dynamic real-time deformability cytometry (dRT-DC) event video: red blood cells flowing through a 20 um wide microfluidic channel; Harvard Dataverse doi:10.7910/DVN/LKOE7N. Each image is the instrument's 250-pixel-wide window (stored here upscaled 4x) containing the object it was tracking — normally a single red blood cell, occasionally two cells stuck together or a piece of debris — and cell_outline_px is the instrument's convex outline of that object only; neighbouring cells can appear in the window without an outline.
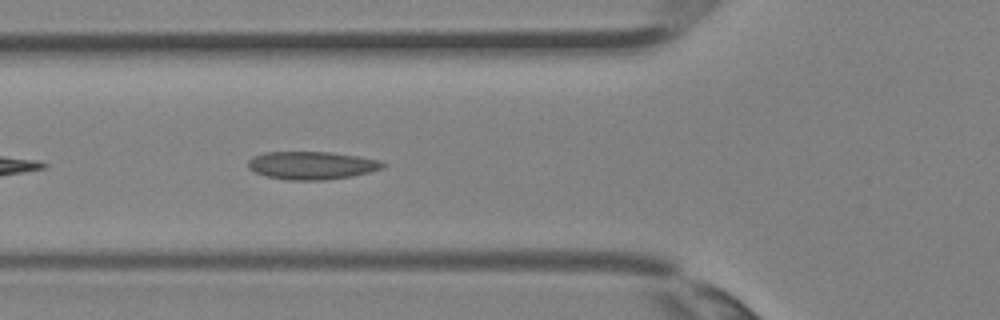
{"species": "Egyptian fruit bat (a non-hibernating species)", "species_latin": "Rousettus aegyptiacus", "temperature_condition": "room temperature", "stored_images_in_passage": 25, "camera_frame_rate_fps": 3000, "um_per_image_px": 0.085, "animal": {"sex": "female"}, "frame": {"image": 1, "passage_image": 11, "time_ms": 3.333, "image_size_px": [1000, 320], "cell_outline_px": [[388, 164], [384, 168], [352, 176], [324, 180], [288, 180], [264, 176], [248, 168], [248, 160], [252, 156], [264, 152], [332, 152], [380, 160]], "centroid_in_image_um": [26.49, 14.06], "position_along_channel_um": 99.3, "area_um2": 22.08}}
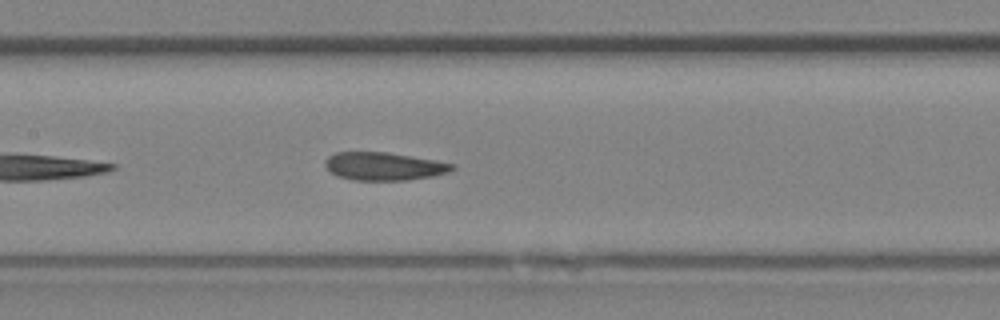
{"frame": {"image": 2, "passage_image": 15, "time_ms": 4.667, "image_size_px": [1000, 320], "cell_outline_px": [[456, 168], [448, 172], [432, 176], [404, 180], [356, 180], [336, 176], [324, 164], [324, 160], [328, 156], [336, 152], [388, 152], [436, 160], [456, 164]], "centroid_in_image_um": [32.65, 14.12], "position_along_channel_um": 174.8, "area_um2": 20.75}}